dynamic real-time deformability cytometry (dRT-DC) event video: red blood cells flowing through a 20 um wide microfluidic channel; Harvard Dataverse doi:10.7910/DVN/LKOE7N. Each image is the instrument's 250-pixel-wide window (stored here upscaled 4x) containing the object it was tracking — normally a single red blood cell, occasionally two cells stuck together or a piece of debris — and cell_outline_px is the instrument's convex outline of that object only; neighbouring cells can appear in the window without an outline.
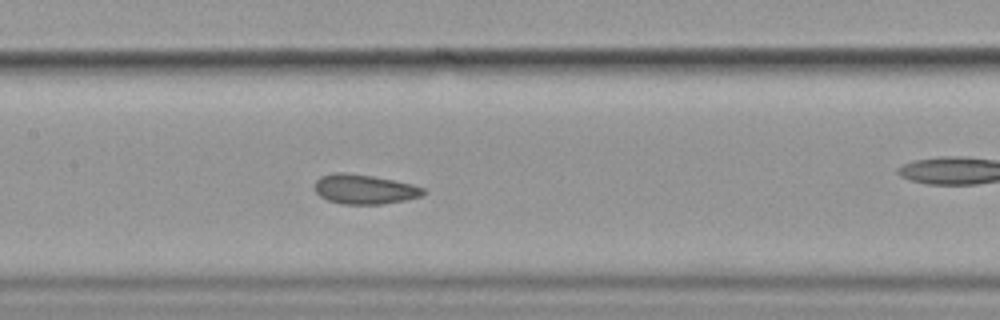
{"species": "common noctule bat (a hibernating species)", "species_latin": "Nyctalus noctula", "temperature_condition": "cold", "stored_images_in_passage": 7, "camera_frame_rate_fps": 3000, "um_per_image_px": 0.085, "animal": {"sex": "female", "body_mass_g": 19.9}, "frame": {"image": 1, "passage_image": 6, "time_ms": 5.667, "image_size_px": [1000, 320], "cell_outline_px": [[424, 192], [420, 196], [404, 200], [384, 204], [340, 204], [328, 200], [320, 196], [316, 192], [316, 180], [320, 176], [336, 172], [344, 172], [372, 176], [412, 184], [424, 188]], "centroid_in_image_um": [30.95, 16.08], "position_along_channel_um": 176.5, "area_um2": 18.55}}